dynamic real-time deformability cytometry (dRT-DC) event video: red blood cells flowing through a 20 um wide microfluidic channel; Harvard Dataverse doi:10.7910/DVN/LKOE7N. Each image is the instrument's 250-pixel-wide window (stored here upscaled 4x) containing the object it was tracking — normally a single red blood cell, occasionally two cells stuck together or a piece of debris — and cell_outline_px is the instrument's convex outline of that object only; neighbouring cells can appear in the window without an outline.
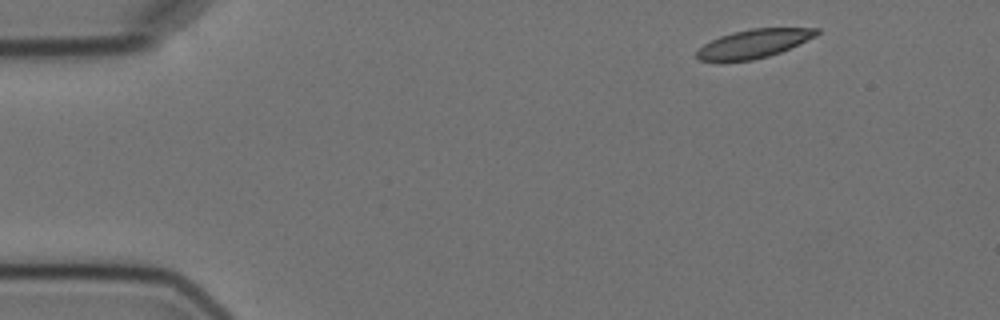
{"species": "Egyptian fruit bat (a non-hibernating species)", "species_latin": "Rousettus aegyptiacus", "temperature_condition": "cold", "stored_images_in_passage": 4, "camera_frame_rate_fps": 3000, "um_per_image_px": 0.085, "animal": {"sex": "female"}, "frame": {"image": 1, "passage_image": 1, "time_ms": 0.0, "image_size_px": [1000, 320], "cell_outline_px": [[820, 32], [816, 36], [780, 52], [768, 56], [752, 60], [700, 60], [696, 56], [696, 52], [704, 44], [720, 36], [732, 32], [752, 28], [820, 28]], "centroid_in_image_um": [64.1, 3.69], "position_along_channel_um": 20.9, "area_um2": 19.59}}
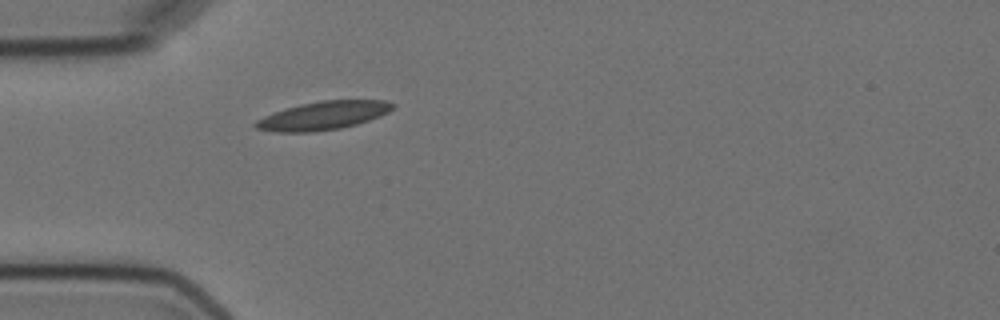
{"frame": {"image": 2, "passage_image": 4, "time_ms": 3.333, "image_size_px": [1000, 320], "cell_outline_px": [[396, 104], [388, 112], [380, 116], [356, 124], [340, 128], [316, 132], [276, 132], [256, 128], [252, 124], [256, 120], [264, 116], [300, 104], [324, 100], [384, 100]], "centroid_in_image_um": [27.47, 9.83], "position_along_channel_um": 57.5, "area_um2": 22.48}}